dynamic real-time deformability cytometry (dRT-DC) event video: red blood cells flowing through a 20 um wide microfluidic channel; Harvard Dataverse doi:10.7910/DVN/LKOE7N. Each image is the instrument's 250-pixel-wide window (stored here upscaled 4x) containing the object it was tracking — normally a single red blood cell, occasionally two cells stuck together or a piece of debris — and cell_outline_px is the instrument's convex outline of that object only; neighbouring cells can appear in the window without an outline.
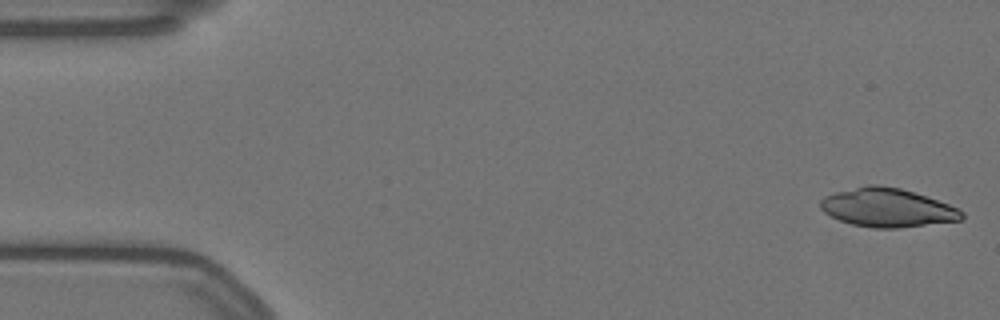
{"species": "Egyptian fruit bat (a non-hibernating species)", "species_latin": "Rousettus aegyptiacus", "temperature_condition": "warm", "stored_images_in_passage": 21, "camera_frame_rate_fps": 3000, "um_per_image_px": 0.085, "animal": {"sex": "female"}, "frame": {"image": 1, "passage_image": 1, "time_ms": 0.0, "image_size_px": [1000, 320], "cell_outline_px": [[964, 216], [960, 220], [896, 228], [872, 228], [852, 224], [840, 220], [824, 212], [820, 208], [820, 200], [824, 196], [836, 192], [868, 184], [880, 184], [900, 188], [948, 204], [964, 212]], "centroid_in_image_um": [75.38, 17.64], "position_along_channel_um": 9.6, "area_um2": 31.5}}